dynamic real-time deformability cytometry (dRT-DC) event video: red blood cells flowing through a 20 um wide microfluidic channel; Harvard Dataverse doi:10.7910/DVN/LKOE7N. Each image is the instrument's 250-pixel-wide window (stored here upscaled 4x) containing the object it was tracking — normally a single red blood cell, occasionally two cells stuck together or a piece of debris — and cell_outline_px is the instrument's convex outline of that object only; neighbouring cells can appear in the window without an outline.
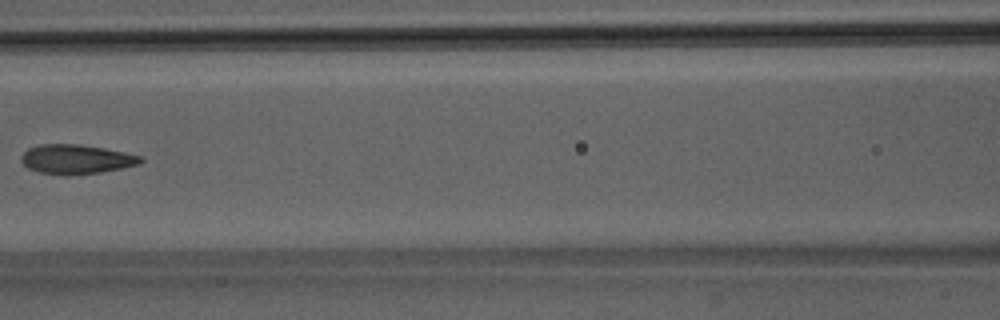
{"species": "Egyptian fruit bat (a non-hibernating species)", "species_latin": "Rousettus aegyptiacus", "temperature_condition": "room temperature", "stored_images_in_passage": 7, "camera_frame_rate_fps": 3000, "um_per_image_px": 0.085, "animal": {"sex": "male"}, "frame": {"image": 1, "passage_image": 7, "time_ms": 7.0, "image_size_px": [1000, 320], "cell_outline_px": [[144, 160], [140, 164], [100, 172], [68, 176], [64, 176], [40, 172], [28, 168], [20, 160], [20, 156], [28, 148], [40, 144], [76, 144], [104, 148], [124, 152], [140, 156]], "centroid_in_image_um": [6.44, 13.54], "position_along_channel_um": 160.2, "area_um2": 20.46}}